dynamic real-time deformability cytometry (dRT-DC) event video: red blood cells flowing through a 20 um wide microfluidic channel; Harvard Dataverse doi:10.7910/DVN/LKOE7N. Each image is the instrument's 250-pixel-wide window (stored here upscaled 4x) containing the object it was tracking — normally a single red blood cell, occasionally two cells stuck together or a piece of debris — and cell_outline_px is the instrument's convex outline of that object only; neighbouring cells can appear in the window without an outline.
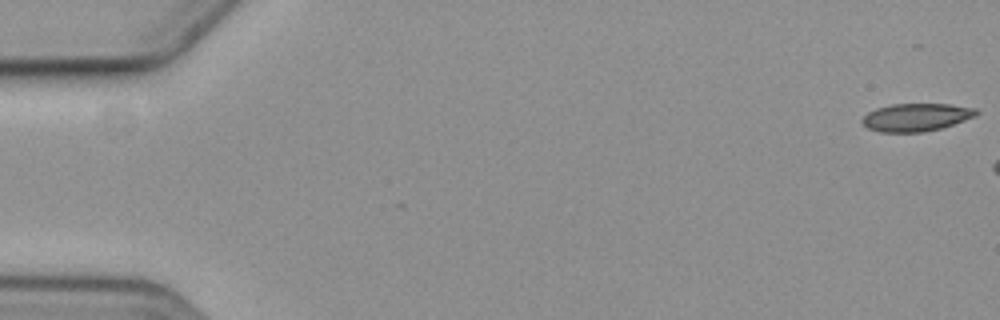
{"species": "common noctule bat (a hibernating species)", "species_latin": "Nyctalus noctula", "temperature_condition": "cold", "stored_images_in_passage": 3, "camera_frame_rate_fps": 3000, "um_per_image_px": 0.085, "animal": {"sex": "female", "body_mass_g": 19.3, "forearm_length_mm": 54.1}, "frame": {"image": 1, "passage_image": 1, "time_ms": 0.0, "image_size_px": [1000, 320], "cell_outline_px": [[980, 112], [976, 116], [940, 128], [924, 132], [880, 132], [868, 128], [860, 120], [868, 112], [876, 108], [892, 104], [948, 104], [976, 108]], "centroid_in_image_um": [77.87, 9.96], "position_along_channel_um": 7.1, "area_um2": 18.44}}